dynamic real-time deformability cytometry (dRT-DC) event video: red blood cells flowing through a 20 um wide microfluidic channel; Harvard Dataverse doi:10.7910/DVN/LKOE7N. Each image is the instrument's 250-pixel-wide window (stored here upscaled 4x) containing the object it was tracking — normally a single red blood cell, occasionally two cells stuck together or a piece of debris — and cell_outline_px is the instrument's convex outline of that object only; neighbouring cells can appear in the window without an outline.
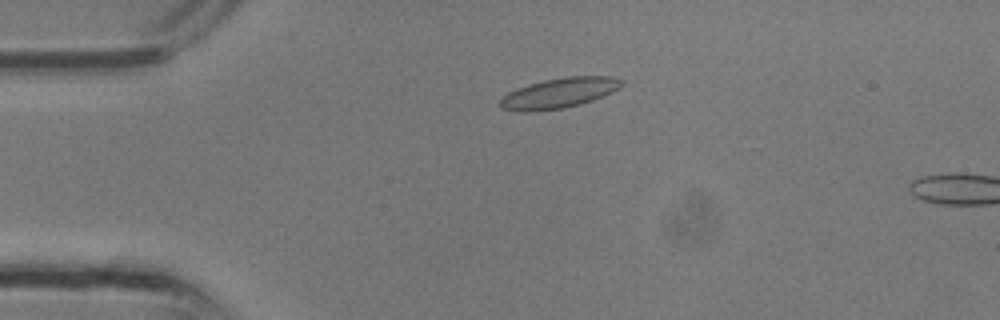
{"species": "common noctule bat (a hibernating species)", "species_latin": "Nyctalus noctula", "temperature_condition": "room temperature", "stored_images_in_passage": 3, "camera_frame_rate_fps": 3000, "um_per_image_px": 0.085, "animal": {"sex": "male", "body_mass_g": 13.3}, "frame": {"image": 1, "passage_image": 2, "time_ms": 0.333, "image_size_px": [1000, 320], "cell_outline_px": [[624, 84], [620, 88], [612, 92], [592, 100], [580, 104], [564, 108], [528, 112], [500, 108], [496, 104], [508, 92], [528, 84], [544, 80], [568, 76], [612, 76], [624, 80]], "centroid_in_image_um": [47.53, 7.9], "position_along_channel_um": 37.5, "area_um2": 21.44}}